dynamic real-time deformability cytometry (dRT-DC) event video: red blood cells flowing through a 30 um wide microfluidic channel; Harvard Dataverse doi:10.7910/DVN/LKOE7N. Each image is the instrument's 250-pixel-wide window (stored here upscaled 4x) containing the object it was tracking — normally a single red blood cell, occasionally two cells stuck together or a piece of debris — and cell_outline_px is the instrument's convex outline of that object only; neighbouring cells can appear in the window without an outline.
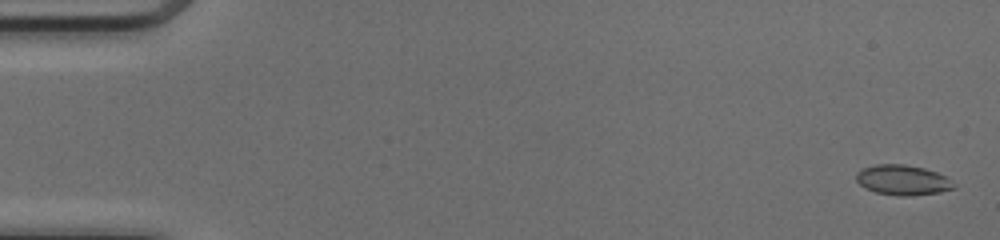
{"species": "common noctule bat (a hibernating species)", "species_latin": "Nyctalus noctula", "temperature_condition": "cold", "stored_images_in_passage": 51, "camera_frame_rate_fps": 3000, "um_per_image_px": 0.085, "animal": {"sex": "female", "body_mass_g": 17.0, "forearm_length_mm": 48.0}, "frame": {"image": 1, "passage_image": 2, "time_ms": 0.333, "image_size_px": [1000, 240], "cell_outline_px": [[956, 188], [940, 192], [912, 196], [896, 196], [876, 192], [864, 188], [856, 180], [856, 172], [860, 168], [876, 164], [904, 164], [924, 168], [936, 172], [944, 176], [956, 184]], "centroid_in_image_um": [76.71, 15.31], "position_along_channel_um": 8.3, "area_um2": 17.34}}
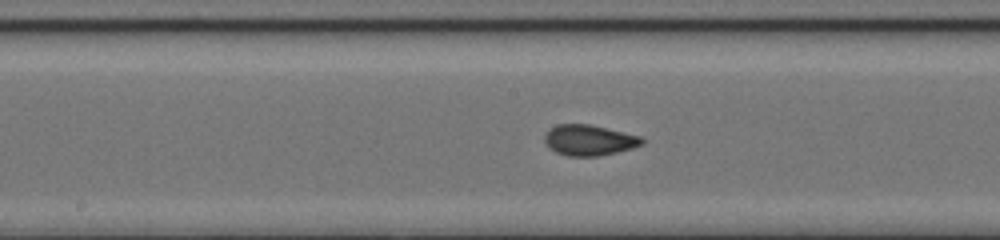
{"frame": {"image": 2, "passage_image": 27, "time_ms": 8.667, "image_size_px": [1000, 240], "cell_outline_px": [[644, 144], [632, 148], [600, 156], [568, 156], [556, 152], [548, 148], [544, 140], [544, 136], [548, 128], [556, 124], [588, 124], [644, 136]], "centroid_in_image_um": [50.08, 11.91], "position_along_channel_um": 198.1, "area_um2": 17.69}}
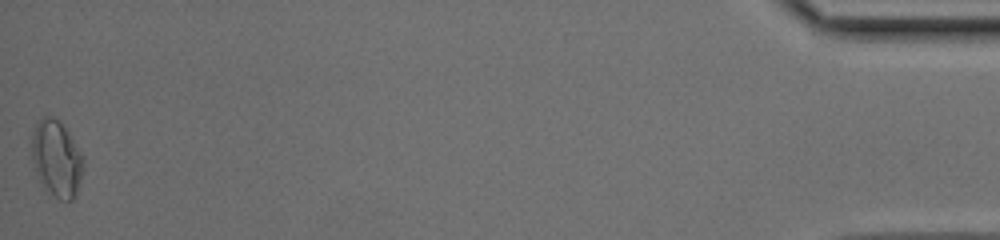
{"frame": {"image": 3, "passage_image": 51, "time_ms": 16.667, "image_size_px": [1000, 240], "cell_outline_px": [[84, 168], [76, 192], [72, 200], [60, 200], [48, 196], [40, 184], [32, 160], [32, 136], [36, 120], [44, 116], [52, 116], [64, 128], [80, 152], [84, 160]], "centroid_in_image_um": [4.77, 13.54], "position_along_channel_um": 430.4, "area_um2": 23.0}, "authors_computed_cell_mechanics": {"area_um2": 17.34, "velocity_mm_per_s": 4.1414, "shape_relaxation_time_tau1_ms": null, "shape_relaxation_time_tau2_ms": 1.0516, "deformation_change_tau1": null, "deformation_change_tau2": 0.0616}}